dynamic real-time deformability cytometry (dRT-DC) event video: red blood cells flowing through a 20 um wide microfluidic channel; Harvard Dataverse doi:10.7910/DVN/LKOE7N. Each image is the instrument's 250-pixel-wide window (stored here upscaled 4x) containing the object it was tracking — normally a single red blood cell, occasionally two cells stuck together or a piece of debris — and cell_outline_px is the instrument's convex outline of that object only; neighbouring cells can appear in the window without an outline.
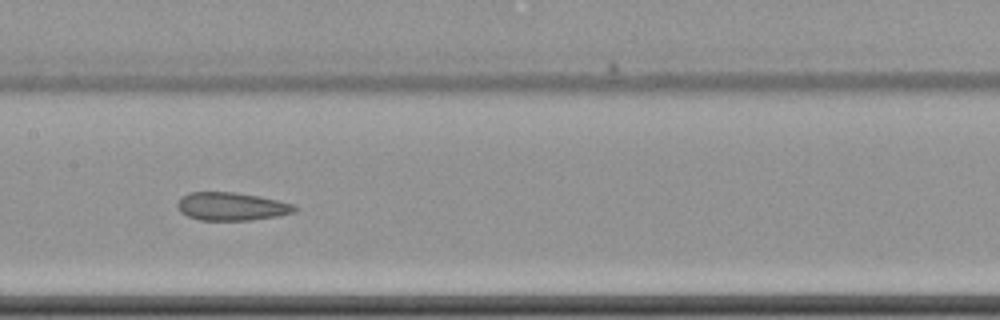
{"species": "common noctule bat (a hibernating species)", "species_latin": "Nyctalus noctula", "temperature_condition": "cold", "stored_images_in_passage": 15, "camera_frame_rate_fps": 3000, "um_per_image_px": 0.085, "animal": {"sex": "female", "body_mass_g": 22.7, "forearm_length_mm": 54.2}, "frame": {"image": 1, "passage_image": 9, "time_ms": 10.667, "image_size_px": [1000, 320], "cell_outline_px": [[296, 212], [276, 216], [252, 220], [200, 220], [188, 216], [180, 212], [176, 208], [176, 204], [180, 196], [188, 192], [236, 192], [260, 196], [292, 204], [296, 208]], "centroid_in_image_um": [19.61, 17.54], "position_along_channel_um": 187.8, "area_um2": 19.31}}
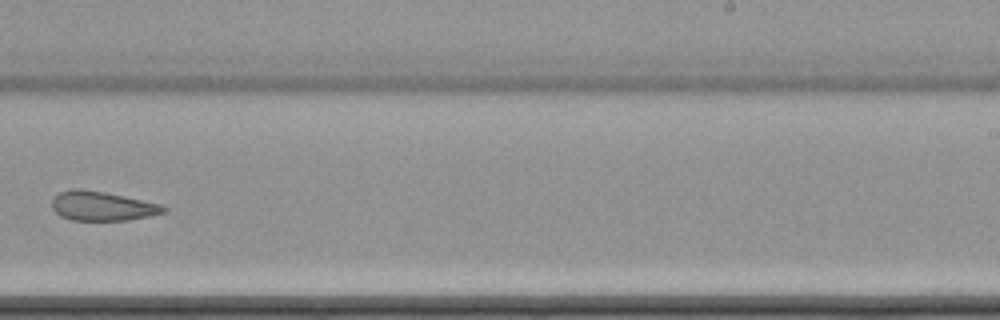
{"frame": {"image": 2, "passage_image": 11, "time_ms": 13.333, "image_size_px": [1000, 320], "cell_outline_px": [[168, 208], [164, 212], [148, 216], [128, 220], [72, 220], [60, 216], [52, 208], [52, 200], [60, 192], [72, 188], [80, 188], [104, 192], [164, 204]], "centroid_in_image_um": [8.7, 17.51], "position_along_channel_um": 280.3, "area_um2": 19.07}, "authors_computed_cell_mechanics": {"area_um2": 21.8484, "velocity_mm_per_s": 3.4928, "shape_relaxation_time_tau1_ms": null, "shape_relaxation_time_tau2_ms": 10.1321, "deformation_change_tau1": null, "deformation_change_tau2": 0.176}}